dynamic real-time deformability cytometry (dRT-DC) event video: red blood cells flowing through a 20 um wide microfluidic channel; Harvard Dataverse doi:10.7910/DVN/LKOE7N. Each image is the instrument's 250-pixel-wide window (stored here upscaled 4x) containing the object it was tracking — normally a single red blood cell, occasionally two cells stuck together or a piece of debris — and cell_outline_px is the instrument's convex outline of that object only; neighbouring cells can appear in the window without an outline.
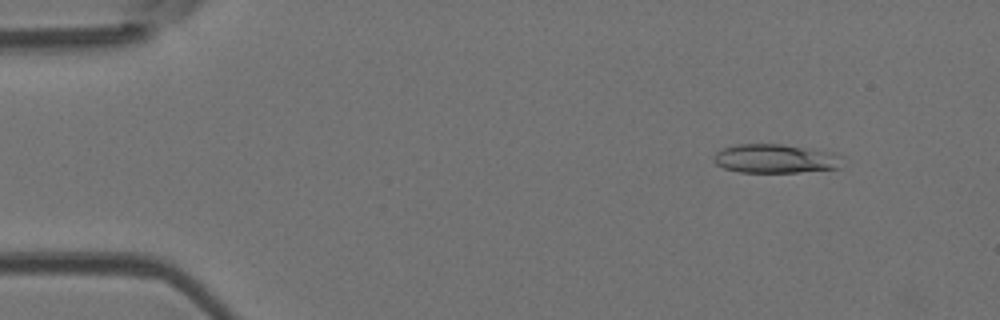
{"species": "Egyptian fruit bat (a non-hibernating species)", "species_latin": "Rousettus aegyptiacus", "temperature_condition": "room temperature", "stored_images_in_passage": 50, "camera_frame_rate_fps": 3000, "um_per_image_px": 0.085, "animal": {"sex": "female"}, "frame": {"image": 1, "passage_image": 5, "time_ms": 1.333, "image_size_px": [1000, 320], "cell_outline_px": [[844, 156], [840, 168], [796, 172], [740, 172], [724, 168], [716, 164], [712, 160], [716, 152], [724, 148], [736, 144], [784, 144], [828, 152]], "centroid_in_image_um": [65.89, 13.48], "position_along_channel_um": 19.1, "area_um2": 21.62}}
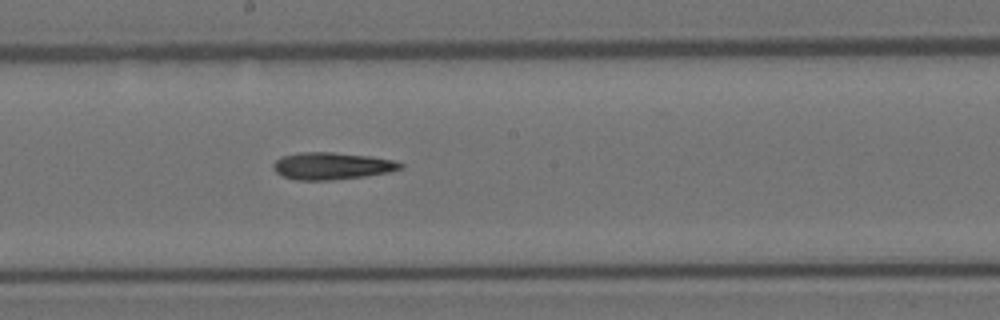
{"frame": {"image": 2, "passage_image": 27, "time_ms": 8.667, "image_size_px": [1000, 320], "cell_outline_px": [[404, 168], [388, 172], [364, 176], [332, 180], [296, 180], [284, 176], [276, 172], [272, 168], [272, 164], [276, 160], [284, 156], [300, 152], [332, 152], [368, 156], [392, 160], [404, 164]], "centroid_in_image_um": [28.2, 14.11], "position_along_channel_um": 220.0, "area_um2": 19.94}}
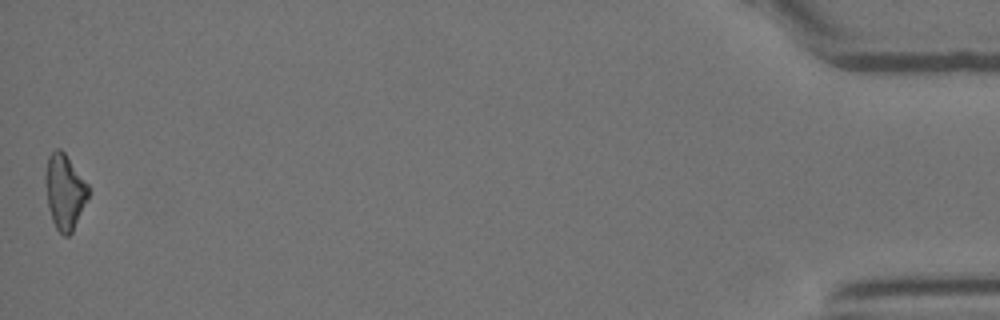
{"frame": {"image": 3, "passage_image": 50, "time_ms": 16.333, "image_size_px": [1000, 320], "cell_outline_px": [[88, 200], [72, 232], [68, 236], [64, 236], [56, 228], [52, 220], [48, 208], [44, 176], [48, 156], [56, 148], [60, 148], [64, 152], [88, 184]], "centroid_in_image_um": [5.49, 16.29], "position_along_channel_um": 429.7, "area_um2": 18.84}}